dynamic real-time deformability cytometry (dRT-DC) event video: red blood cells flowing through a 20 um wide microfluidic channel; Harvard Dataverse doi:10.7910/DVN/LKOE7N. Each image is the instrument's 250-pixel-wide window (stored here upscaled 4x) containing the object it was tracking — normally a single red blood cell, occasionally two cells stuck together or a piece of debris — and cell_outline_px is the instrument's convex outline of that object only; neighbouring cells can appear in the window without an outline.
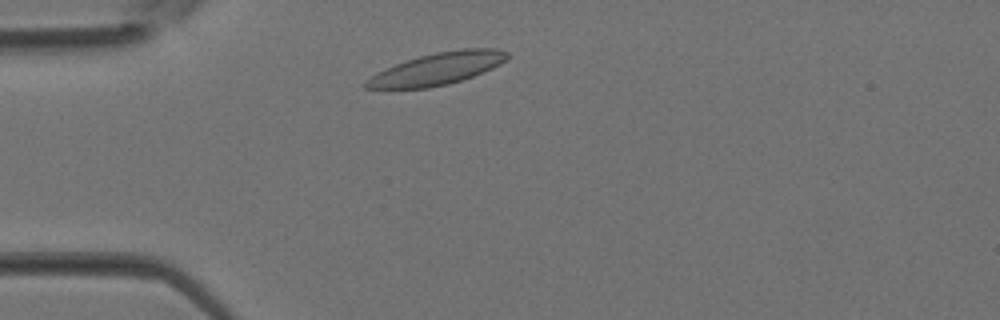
{"species": "Egyptian fruit bat (a non-hibernating species)", "species_latin": "Rousettus aegyptiacus", "temperature_condition": "room temperature", "stored_images_in_passage": 1, "camera_frame_rate_fps": 3000, "um_per_image_px": 0.085, "animal": {"sex": "female"}, "frame": {"image": 1, "passage_image": 1, "time_ms": 0.0, "image_size_px": [1000, 320], "cell_outline_px": [[508, 56], [500, 64], [484, 72], [448, 84], [428, 88], [364, 88], [364, 80], [396, 64], [420, 56], [436, 52], [460, 48], [496, 48], [508, 52]], "centroid_in_image_um": [37.2, 5.84], "position_along_channel_um": 47.8, "area_um2": 25.95}}